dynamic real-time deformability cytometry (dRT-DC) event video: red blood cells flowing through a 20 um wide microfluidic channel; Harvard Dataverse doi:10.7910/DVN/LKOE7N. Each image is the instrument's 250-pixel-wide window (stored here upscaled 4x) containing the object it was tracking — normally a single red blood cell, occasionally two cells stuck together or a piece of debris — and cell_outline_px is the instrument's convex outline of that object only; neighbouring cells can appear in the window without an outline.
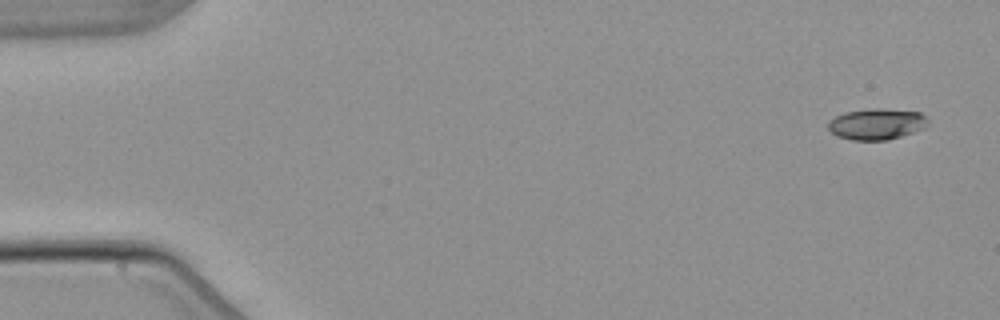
{"species": "common noctule bat (a hibernating species)", "species_latin": "Nyctalus noctula", "temperature_condition": "warm", "stored_images_in_passage": 4, "camera_frame_rate_fps": 3000, "um_per_image_px": 0.085, "animal": {"sex": "male", "body_mass_g": 21.5, "forearm_length_mm": 52.0}, "frame": {"image": 1, "passage_image": 1, "time_ms": 0.0, "image_size_px": [1000, 320], "cell_outline_px": [[928, 128], [888, 140], [852, 140], [836, 136], [828, 128], [828, 120], [844, 112], [876, 108], [880, 108], [920, 112], [928, 120]], "centroid_in_image_um": [74.53, 10.55], "position_along_channel_um": 10.5, "area_um2": 18.26}}
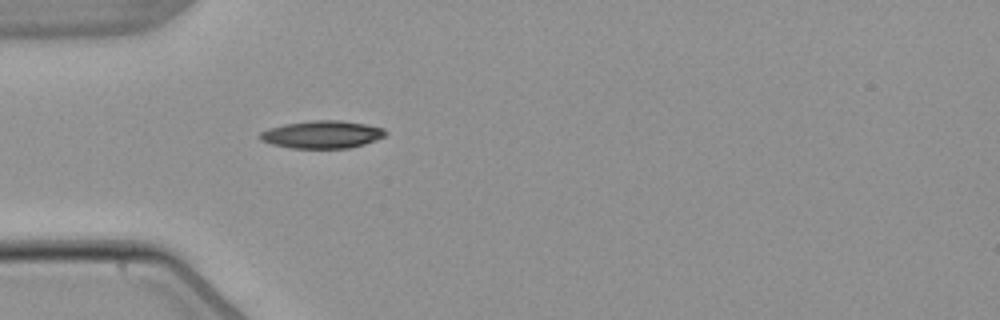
{"frame": {"image": 2, "passage_image": 4, "time_ms": 4.667, "image_size_px": [1000, 320], "cell_outline_px": [[388, 132], [384, 136], [376, 140], [364, 144], [348, 148], [292, 148], [272, 144], [260, 140], [260, 132], [268, 128], [284, 124], [312, 120], [340, 120], [364, 124], [384, 128]], "centroid_in_image_um": [27.38, 11.43], "position_along_channel_um": 57.6, "area_um2": 20.17}}